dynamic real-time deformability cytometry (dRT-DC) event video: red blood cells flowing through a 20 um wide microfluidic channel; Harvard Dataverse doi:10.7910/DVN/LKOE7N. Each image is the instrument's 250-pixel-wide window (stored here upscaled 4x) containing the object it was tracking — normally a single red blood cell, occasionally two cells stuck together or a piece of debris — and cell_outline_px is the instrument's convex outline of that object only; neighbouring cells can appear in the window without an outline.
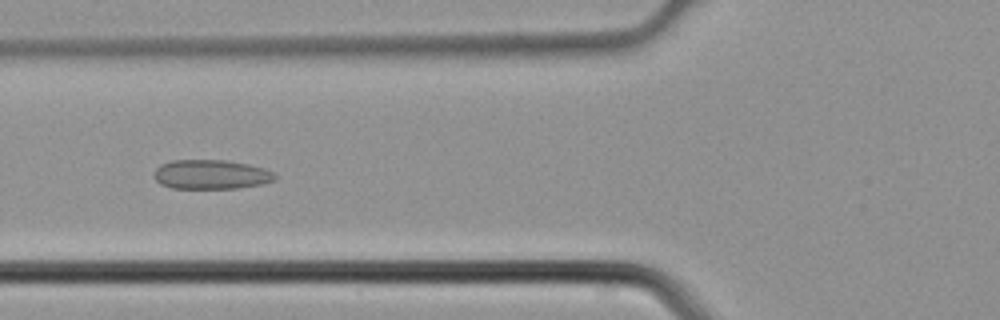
{"species": "common noctule bat (a hibernating species)", "species_latin": "Nyctalus noctula", "temperature_condition": "cold", "stored_images_in_passage": 4, "camera_frame_rate_fps": 3000, "um_per_image_px": 0.085, "animal": {"sex": "male", "body_mass_g": 21.5, "forearm_length_mm": 52.0}, "frame": {"image": 1, "passage_image": 4, "time_ms": 1.0, "image_size_px": [1000, 320], "cell_outline_px": [[276, 180], [260, 184], [236, 188], [172, 188], [160, 184], [152, 176], [156, 168], [160, 164], [172, 160], [224, 160], [248, 164], [264, 168], [272, 172], [276, 176]], "centroid_in_image_um": [17.9, 14.82], "position_along_channel_um": 107.9, "area_um2": 20.69}}